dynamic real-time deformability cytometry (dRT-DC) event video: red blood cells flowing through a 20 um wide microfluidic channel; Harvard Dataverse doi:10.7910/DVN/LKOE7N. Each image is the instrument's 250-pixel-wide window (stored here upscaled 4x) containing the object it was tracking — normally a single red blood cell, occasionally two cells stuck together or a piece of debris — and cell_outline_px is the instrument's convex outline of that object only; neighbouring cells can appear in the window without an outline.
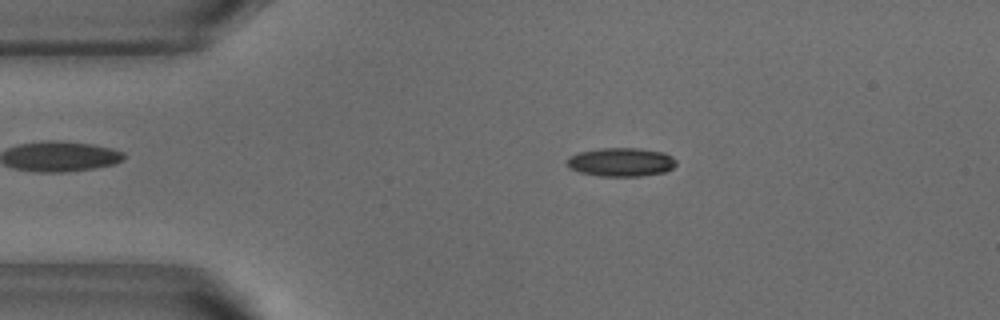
{"species": "common noctule bat (a hibernating species)", "species_latin": "Nyctalus noctula", "temperature_condition": "warm", "stored_images_in_passage": 51, "camera_frame_rate_fps": 3000, "um_per_image_px": 0.085, "animal": {"sex": "male", "body_mass_g": 18.8}, "frame": {"image": 1, "passage_image": 9, "time_ms": 2.667, "image_size_px": [1000, 320], "cell_outline_px": [[676, 164], [672, 168], [664, 172], [640, 176], [600, 176], [580, 172], [568, 168], [568, 156], [576, 152], [600, 148], [640, 148], [664, 152], [672, 156], [676, 160]], "centroid_in_image_um": [52.78, 13.76], "position_along_channel_um": 32.2, "area_um2": 18.38}}
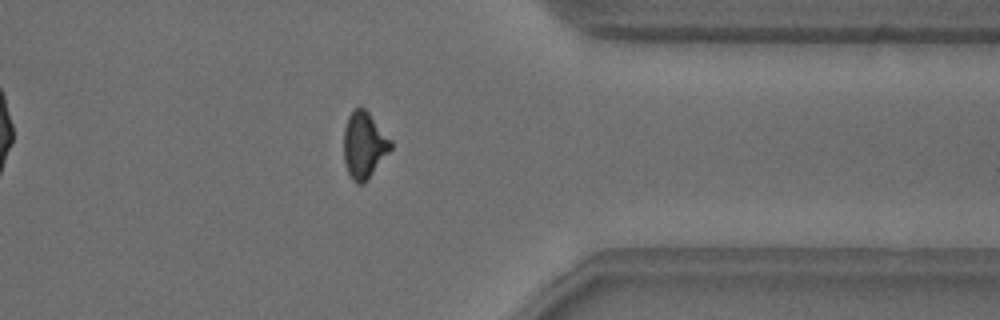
{"frame": {"image": 2, "passage_image": 40, "time_ms": 13.0, "image_size_px": [1000, 320], "cell_outline_px": [[392, 148], [368, 180], [364, 184], [356, 184], [352, 180], [348, 172], [344, 160], [344, 128], [348, 116], [356, 108], [364, 108], [368, 112], [392, 140]], "centroid_in_image_um": [30.95, 12.37], "position_along_channel_um": 380.4, "area_um2": 18.21}}
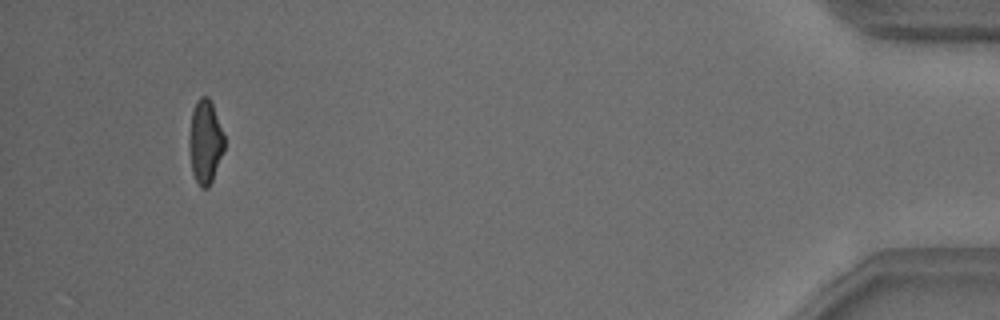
{"frame": {"image": 3, "passage_image": 48, "time_ms": 15.667, "image_size_px": [1000, 320], "cell_outline_px": [[224, 148], [212, 180], [208, 188], [200, 188], [192, 172], [188, 148], [188, 136], [192, 112], [196, 100], [200, 96], [208, 96], [212, 104], [224, 136]], "centroid_in_image_um": [17.41, 12.05], "position_along_channel_um": 417.8, "area_um2": 17.11}, "authors_computed_cell_mechanics": {"area_um2": 18.207, "velocity_mm_per_s": 3.8427, "shape_relaxation_time_tau1_ms": 7.9949, "shape_relaxation_time_tau2_ms": 3.0272, "deformation_change_tau1": 0.1969, "deformation_change_tau2": 0.0965}}